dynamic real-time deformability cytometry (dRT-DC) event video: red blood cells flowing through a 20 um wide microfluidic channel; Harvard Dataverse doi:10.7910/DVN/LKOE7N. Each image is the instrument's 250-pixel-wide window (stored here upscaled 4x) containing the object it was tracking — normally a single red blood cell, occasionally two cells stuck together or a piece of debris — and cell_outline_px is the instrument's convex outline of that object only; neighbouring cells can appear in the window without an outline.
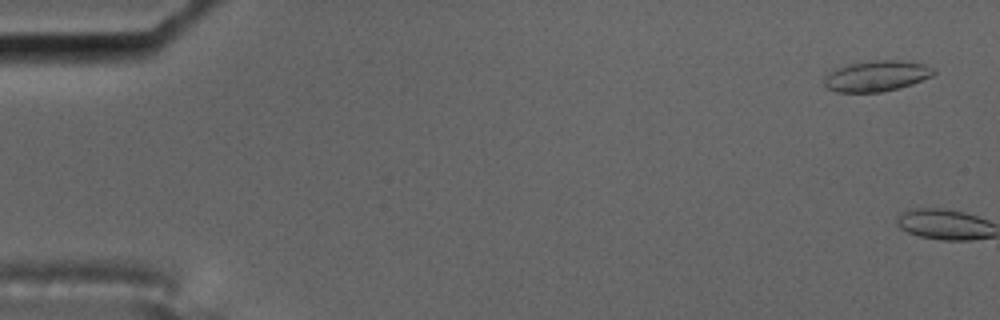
{"species": "common noctule bat (a hibernating species)", "species_latin": "Nyctalus noctula", "temperature_condition": "cold", "stored_images_in_passage": 5, "camera_frame_rate_fps": 3000, "um_per_image_px": 0.085, "animal": {"sex": "male", "body_mass_g": 17.5, "forearm_length_mm": 52.3}, "frame": {"image": 1, "passage_image": 3, "time_ms": 0.667, "image_size_px": [1000, 320], "cell_outline_px": [[936, 72], [932, 76], [912, 84], [900, 88], [880, 92], [836, 92], [828, 88], [824, 84], [824, 80], [836, 68], [848, 64], [876, 60], [900, 60], [924, 64], [936, 68]], "centroid_in_image_um": [74.57, 6.46], "position_along_channel_um": 10.4, "area_um2": 19.54}}